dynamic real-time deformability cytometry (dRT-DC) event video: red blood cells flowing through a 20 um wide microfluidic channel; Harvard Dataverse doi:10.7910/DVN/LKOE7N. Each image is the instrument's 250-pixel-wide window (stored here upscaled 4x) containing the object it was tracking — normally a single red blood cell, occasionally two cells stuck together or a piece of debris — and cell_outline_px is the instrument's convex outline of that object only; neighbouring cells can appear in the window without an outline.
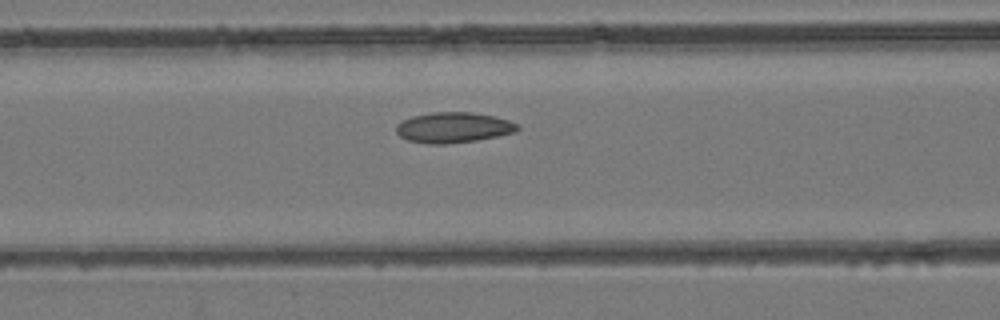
{"species": "common noctule bat (a hibernating species)", "species_latin": "Nyctalus noctula", "temperature_condition": "room temperature", "stored_images_in_passage": 35, "camera_frame_rate_fps": 3000, "um_per_image_px": 0.085, "animal": {"sex": "female", "body_mass_g": 24.6, "forearm_length_mm": 56.2}, "frame": {"image": 1, "passage_image": 6, "time_ms": 1.667, "image_size_px": [1000, 320], "cell_outline_px": [[520, 128], [516, 132], [476, 140], [448, 144], [428, 144], [408, 140], [400, 136], [396, 132], [396, 124], [412, 116], [432, 112], [472, 112], [492, 116], [508, 120], [516, 124]], "centroid_in_image_um": [38.51, 10.84], "position_along_channel_um": 128.1, "area_um2": 21.44}}
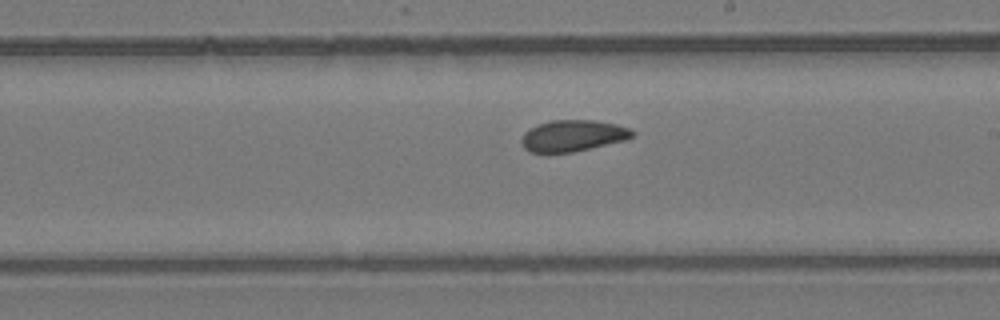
{"frame": {"image": 2, "passage_image": 14, "time_ms": 4.333, "image_size_px": [1000, 320], "cell_outline_px": [[636, 132], [632, 136], [624, 140], [572, 152], [528, 152], [524, 148], [520, 140], [524, 132], [528, 128], [552, 120], [596, 120], [616, 124], [632, 128]], "centroid_in_image_um": [48.68, 11.52], "position_along_channel_um": 240.3, "area_um2": 20.23}}
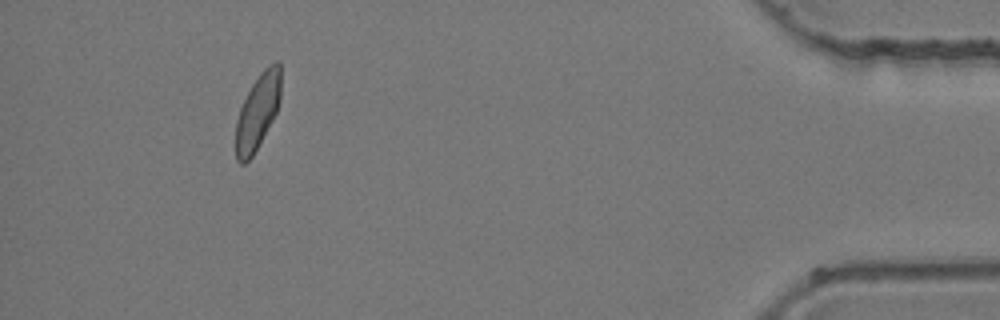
{"frame": {"image": 3, "passage_image": 31, "time_ms": 10.0, "image_size_px": [1000, 320], "cell_outline_px": [[280, 100], [276, 112], [272, 120], [252, 156], [244, 164], [240, 164], [236, 160], [236, 120], [240, 108], [252, 84], [260, 72], [268, 64], [276, 60], [280, 60]], "centroid_in_image_um": [21.9, 9.45], "position_along_channel_um": 413.3, "area_um2": 19.65}}